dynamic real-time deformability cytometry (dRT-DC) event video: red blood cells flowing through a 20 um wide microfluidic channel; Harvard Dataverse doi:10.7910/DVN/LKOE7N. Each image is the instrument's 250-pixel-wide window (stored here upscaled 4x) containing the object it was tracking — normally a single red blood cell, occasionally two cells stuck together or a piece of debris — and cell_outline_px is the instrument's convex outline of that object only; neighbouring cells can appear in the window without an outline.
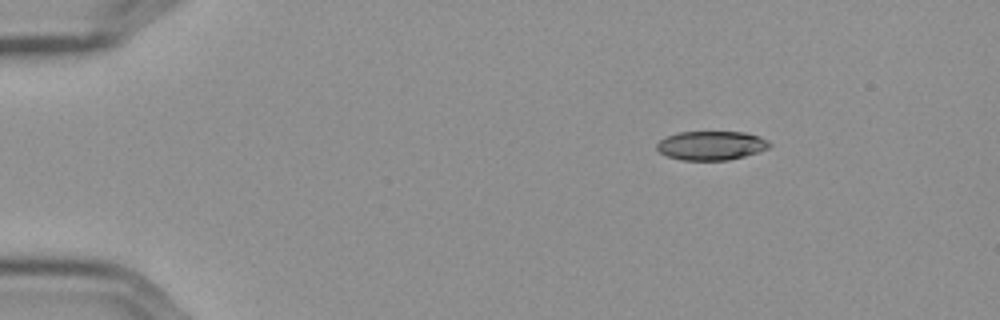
{"species": "Egyptian fruit bat (a non-hibernating species)", "species_latin": "Rousettus aegyptiacus", "temperature_condition": "cold", "stored_images_in_passage": 49, "camera_frame_rate_fps": 3000, "um_per_image_px": 0.085, "frame": {"image": 1, "passage_image": 1, "time_ms": 0.0, "image_size_px": [1000, 320], "cell_outline_px": [[772, 144], [768, 148], [744, 156], [728, 160], [680, 160], [668, 156], [660, 152], [656, 148], [656, 144], [660, 140], [668, 136], [680, 132], [744, 132], [760, 136], [768, 140]], "centroid_in_image_um": [60.46, 12.37], "position_along_channel_um": 24.5, "area_um2": 18.96}}
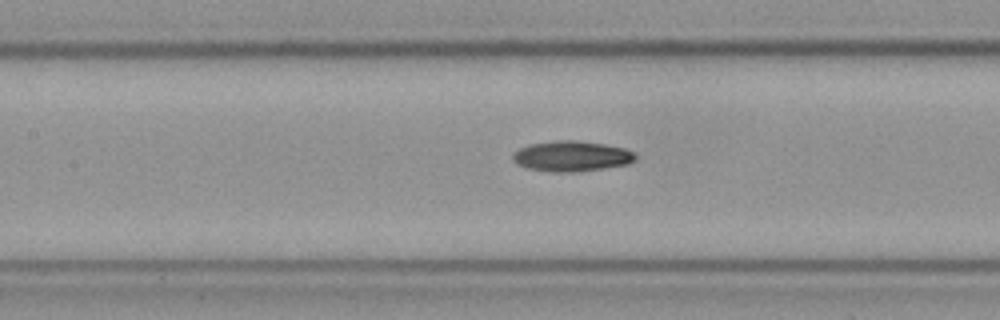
{"frame": {"image": 2, "passage_image": 19, "time_ms": 6.0, "image_size_px": [1000, 320], "cell_outline_px": [[636, 160], [628, 164], [580, 172], [548, 172], [528, 168], [516, 164], [512, 160], [512, 152], [528, 144], [556, 140], [576, 140], [604, 144], [624, 148], [632, 152], [636, 156]], "centroid_in_image_um": [48.54, 13.28], "position_along_channel_um": 158.9, "area_um2": 22.02}}
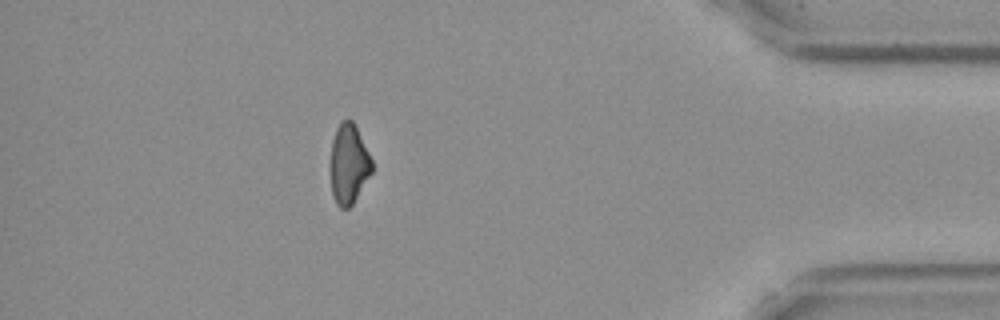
{"frame": {"image": 3, "passage_image": 43, "time_ms": 14.0, "image_size_px": [1000, 320], "cell_outline_px": [[372, 172], [352, 204], [348, 208], [340, 208], [336, 204], [332, 192], [332, 140], [336, 128], [344, 120], [352, 120], [356, 124], [372, 160]], "centroid_in_image_um": [29.67, 13.92], "position_along_channel_um": 405.5, "area_um2": 18.9}}